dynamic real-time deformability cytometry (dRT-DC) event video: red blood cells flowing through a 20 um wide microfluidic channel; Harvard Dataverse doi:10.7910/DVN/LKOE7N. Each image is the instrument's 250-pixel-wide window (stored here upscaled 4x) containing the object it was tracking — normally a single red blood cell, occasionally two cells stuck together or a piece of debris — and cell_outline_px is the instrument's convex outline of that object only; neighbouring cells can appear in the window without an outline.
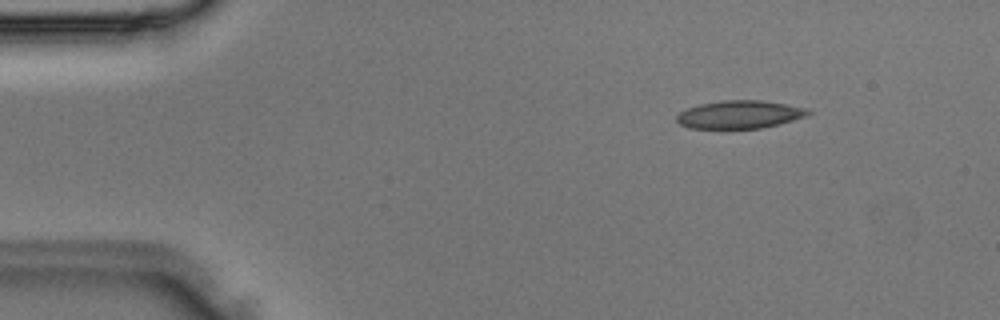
{"species": "Egyptian fruit bat (a non-hibernating species)", "species_latin": "Rousettus aegyptiacus", "temperature_condition": "room temperature", "stored_images_in_passage": 3, "camera_frame_rate_fps": 3000, "um_per_image_px": 0.085, "animal": {"sex": "male"}, "frame": {"image": 1, "passage_image": 2, "time_ms": 0.333, "image_size_px": [1000, 320], "cell_outline_px": [[812, 112], [808, 116], [760, 128], [688, 128], [680, 124], [676, 120], [676, 116], [680, 112], [688, 108], [700, 104], [724, 100], [760, 100], [784, 104], [804, 108]], "centroid_in_image_um": [62.84, 9.73], "position_along_channel_um": 22.2, "area_um2": 21.1}}